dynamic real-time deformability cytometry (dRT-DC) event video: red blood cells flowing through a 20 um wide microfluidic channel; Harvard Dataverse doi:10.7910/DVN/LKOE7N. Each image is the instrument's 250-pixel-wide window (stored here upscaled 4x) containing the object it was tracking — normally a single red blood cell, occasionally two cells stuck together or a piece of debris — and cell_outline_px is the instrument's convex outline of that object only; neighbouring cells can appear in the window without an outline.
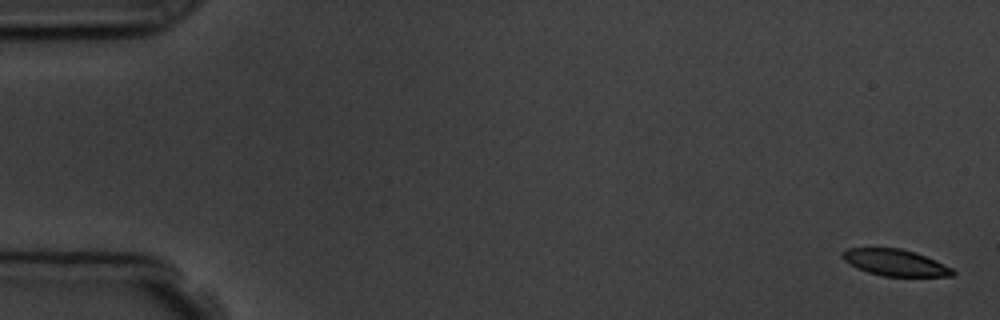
{"species": "common noctule bat (a hibernating species)", "species_latin": "Nyctalus noctula", "temperature_condition": "room temperature", "stored_images_in_passage": 7, "camera_frame_rate_fps": 3000, "um_per_image_px": 0.085, "animal": {"sex": "male", "body_mass_g": 19.5, "forearm_length_mm": 54.6}, "frame": {"image": 1, "passage_image": 1, "time_ms": 0.0, "image_size_px": [1000, 320], "cell_outline_px": [[956, 272], [952, 276], [884, 276], [868, 272], [844, 260], [840, 256], [840, 252], [848, 248], [900, 248], [916, 252], [936, 260], [952, 268]], "centroid_in_image_um": [76.11, 22.31], "position_along_channel_um": 8.9, "area_um2": 16.94}}
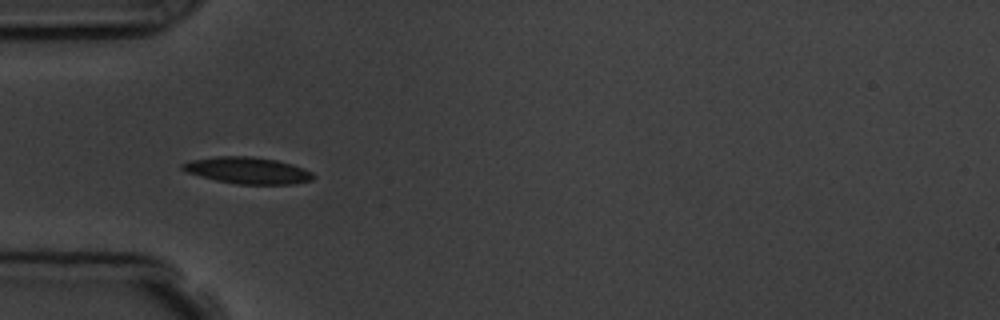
{"frame": {"image": 2, "passage_image": 5, "time_ms": 5.333, "image_size_px": [1000, 320], "cell_outline_px": [[316, 176], [312, 180], [296, 184], [236, 184], [216, 180], [184, 172], [180, 168], [180, 164], [192, 160], [216, 156], [248, 156], [276, 160], [292, 164], [304, 168], [312, 172]], "centroid_in_image_um": [21.05, 14.49], "position_along_channel_um": 64.0, "area_um2": 20.4}}